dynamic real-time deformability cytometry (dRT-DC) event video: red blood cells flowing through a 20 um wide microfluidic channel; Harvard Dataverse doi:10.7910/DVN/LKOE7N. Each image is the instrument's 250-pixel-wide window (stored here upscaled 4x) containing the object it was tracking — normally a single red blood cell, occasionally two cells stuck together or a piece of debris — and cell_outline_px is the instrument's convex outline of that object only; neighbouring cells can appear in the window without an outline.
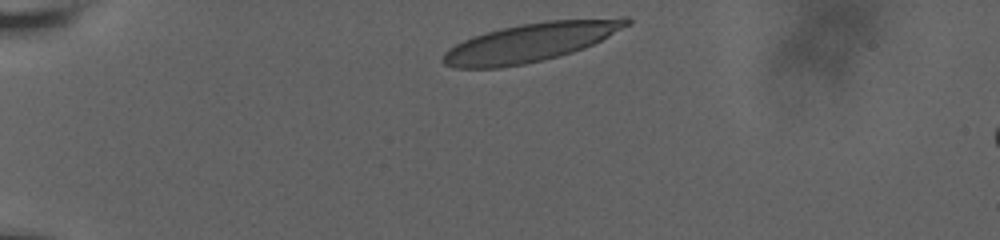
{"species": "human", "species_latin": "Homo sapiens", "temperature_condition": "room temperature", "stored_images_in_passage": 7, "camera_frame_rate_fps": 3000, "um_per_image_px": 0.085, "donor": {"sex": "male"}, "frame": {"image": 1, "passage_image": 1, "time_ms": 0.0, "image_size_px": [1000, 240], "cell_outline_px": [[632, 24], [584, 48], [572, 52], [544, 60], [524, 64], [500, 68], [452, 68], [444, 64], [444, 52], [448, 48], [472, 36], [520, 24], [548, 20], [620, 16], [628, 16], [632, 20]], "centroid_in_image_um": [45.17, 3.58], "position_along_channel_um": 39.8, "area_um2": 41.56}}
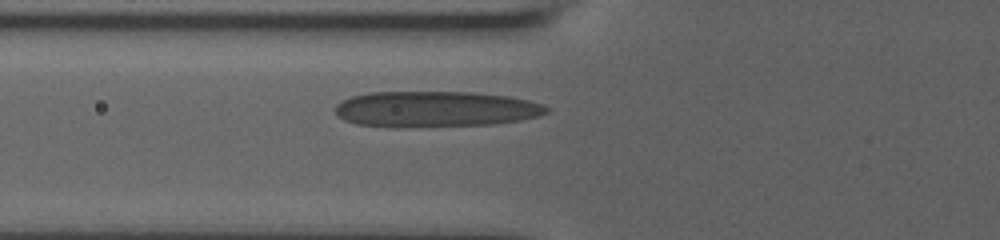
{"frame": {"image": 2, "passage_image": 5, "time_ms": 3.0, "image_size_px": [1000, 240], "cell_outline_px": [[548, 112], [540, 116], [520, 120], [492, 124], [392, 128], [356, 124], [344, 120], [336, 112], [336, 104], [352, 96], [368, 92], [472, 92], [508, 96], [528, 100], [544, 104], [548, 108]], "centroid_in_image_um": [37.01, 9.28], "position_along_channel_um": 88.8, "area_um2": 44.39}}
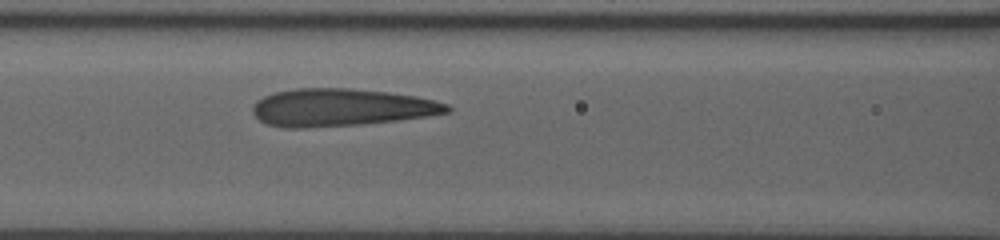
{"frame": {"image": 3, "passage_image": 7, "time_ms": 4.333, "image_size_px": [1000, 240], "cell_outline_px": [[452, 112], [428, 116], [364, 124], [304, 128], [284, 128], [268, 124], [260, 120], [252, 112], [252, 104], [256, 100], [264, 96], [276, 92], [296, 88], [352, 88], [388, 92], [416, 96], [448, 104], [452, 108]], "centroid_in_image_um": [28.98, 9.13], "position_along_channel_um": 137.6, "area_um2": 42.71}}